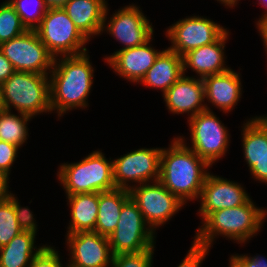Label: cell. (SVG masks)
I'll list each match as a JSON object with an SVG mask.
<instances>
[{
  "label": "cell",
  "instance_id": "44",
  "mask_svg": "<svg viewBox=\"0 0 267 267\" xmlns=\"http://www.w3.org/2000/svg\"><path fill=\"white\" fill-rule=\"evenodd\" d=\"M228 265V267H240V265L231 256L229 257Z\"/></svg>",
  "mask_w": 267,
  "mask_h": 267
},
{
  "label": "cell",
  "instance_id": "27",
  "mask_svg": "<svg viewBox=\"0 0 267 267\" xmlns=\"http://www.w3.org/2000/svg\"><path fill=\"white\" fill-rule=\"evenodd\" d=\"M28 30H35L41 23L48 7L44 0H8Z\"/></svg>",
  "mask_w": 267,
  "mask_h": 267
},
{
  "label": "cell",
  "instance_id": "2",
  "mask_svg": "<svg viewBox=\"0 0 267 267\" xmlns=\"http://www.w3.org/2000/svg\"><path fill=\"white\" fill-rule=\"evenodd\" d=\"M162 148L159 182L185 205L198 201L211 166L178 137Z\"/></svg>",
  "mask_w": 267,
  "mask_h": 267
},
{
  "label": "cell",
  "instance_id": "7",
  "mask_svg": "<svg viewBox=\"0 0 267 267\" xmlns=\"http://www.w3.org/2000/svg\"><path fill=\"white\" fill-rule=\"evenodd\" d=\"M35 31L54 58L80 55L89 51L86 45L90 41L63 8H49Z\"/></svg>",
  "mask_w": 267,
  "mask_h": 267
},
{
  "label": "cell",
  "instance_id": "37",
  "mask_svg": "<svg viewBox=\"0 0 267 267\" xmlns=\"http://www.w3.org/2000/svg\"><path fill=\"white\" fill-rule=\"evenodd\" d=\"M15 72L11 62L0 51V85Z\"/></svg>",
  "mask_w": 267,
  "mask_h": 267
},
{
  "label": "cell",
  "instance_id": "30",
  "mask_svg": "<svg viewBox=\"0 0 267 267\" xmlns=\"http://www.w3.org/2000/svg\"><path fill=\"white\" fill-rule=\"evenodd\" d=\"M154 248L139 253L116 254L110 267H153Z\"/></svg>",
  "mask_w": 267,
  "mask_h": 267
},
{
  "label": "cell",
  "instance_id": "12",
  "mask_svg": "<svg viewBox=\"0 0 267 267\" xmlns=\"http://www.w3.org/2000/svg\"><path fill=\"white\" fill-rule=\"evenodd\" d=\"M0 51L11 62L15 71L32 72L49 75L54 57L41 42L35 30L0 44Z\"/></svg>",
  "mask_w": 267,
  "mask_h": 267
},
{
  "label": "cell",
  "instance_id": "24",
  "mask_svg": "<svg viewBox=\"0 0 267 267\" xmlns=\"http://www.w3.org/2000/svg\"><path fill=\"white\" fill-rule=\"evenodd\" d=\"M130 198L129 190L113 189L98 193V214L94 232L109 236L116 228L123 204Z\"/></svg>",
  "mask_w": 267,
  "mask_h": 267
},
{
  "label": "cell",
  "instance_id": "41",
  "mask_svg": "<svg viewBox=\"0 0 267 267\" xmlns=\"http://www.w3.org/2000/svg\"><path fill=\"white\" fill-rule=\"evenodd\" d=\"M217 2H219V4H223V6H225V8H233L236 7L237 5H239V1L241 0H216Z\"/></svg>",
  "mask_w": 267,
  "mask_h": 267
},
{
  "label": "cell",
  "instance_id": "31",
  "mask_svg": "<svg viewBox=\"0 0 267 267\" xmlns=\"http://www.w3.org/2000/svg\"><path fill=\"white\" fill-rule=\"evenodd\" d=\"M13 203L16 220L18 221L19 227L22 231L32 232L37 234V222L35 220V215L30 210L28 206H21L20 201L14 193H10L8 197Z\"/></svg>",
  "mask_w": 267,
  "mask_h": 267
},
{
  "label": "cell",
  "instance_id": "5",
  "mask_svg": "<svg viewBox=\"0 0 267 267\" xmlns=\"http://www.w3.org/2000/svg\"><path fill=\"white\" fill-rule=\"evenodd\" d=\"M6 110L14 108L18 113L33 118L52 113L50 106L49 75L15 71L1 84Z\"/></svg>",
  "mask_w": 267,
  "mask_h": 267
},
{
  "label": "cell",
  "instance_id": "15",
  "mask_svg": "<svg viewBox=\"0 0 267 267\" xmlns=\"http://www.w3.org/2000/svg\"><path fill=\"white\" fill-rule=\"evenodd\" d=\"M245 189L237 181L209 172L198 199L200 202L198 216L203 221L211 212L245 204L250 199Z\"/></svg>",
  "mask_w": 267,
  "mask_h": 267
},
{
  "label": "cell",
  "instance_id": "9",
  "mask_svg": "<svg viewBox=\"0 0 267 267\" xmlns=\"http://www.w3.org/2000/svg\"><path fill=\"white\" fill-rule=\"evenodd\" d=\"M114 12L109 17L107 5L102 33L106 31L114 40L122 43L123 47L119 50L141 46L154 37L152 22L137 4L129 3Z\"/></svg>",
  "mask_w": 267,
  "mask_h": 267
},
{
  "label": "cell",
  "instance_id": "29",
  "mask_svg": "<svg viewBox=\"0 0 267 267\" xmlns=\"http://www.w3.org/2000/svg\"><path fill=\"white\" fill-rule=\"evenodd\" d=\"M22 232L16 220L13 203L9 198L0 201V248Z\"/></svg>",
  "mask_w": 267,
  "mask_h": 267
},
{
  "label": "cell",
  "instance_id": "18",
  "mask_svg": "<svg viewBox=\"0 0 267 267\" xmlns=\"http://www.w3.org/2000/svg\"><path fill=\"white\" fill-rule=\"evenodd\" d=\"M230 34L227 29L215 42L184 54L182 56L184 75L188 73V68L197 74L195 77L201 79L229 71L231 67H228L225 61L227 59L225 47Z\"/></svg>",
  "mask_w": 267,
  "mask_h": 267
},
{
  "label": "cell",
  "instance_id": "21",
  "mask_svg": "<svg viewBox=\"0 0 267 267\" xmlns=\"http://www.w3.org/2000/svg\"><path fill=\"white\" fill-rule=\"evenodd\" d=\"M183 74L182 57L167 47L160 52L139 84L164 94Z\"/></svg>",
  "mask_w": 267,
  "mask_h": 267
},
{
  "label": "cell",
  "instance_id": "4",
  "mask_svg": "<svg viewBox=\"0 0 267 267\" xmlns=\"http://www.w3.org/2000/svg\"><path fill=\"white\" fill-rule=\"evenodd\" d=\"M56 176L66 196L116 189L113 181V160L107 159L99 149L79 162L61 163Z\"/></svg>",
  "mask_w": 267,
  "mask_h": 267
},
{
  "label": "cell",
  "instance_id": "10",
  "mask_svg": "<svg viewBox=\"0 0 267 267\" xmlns=\"http://www.w3.org/2000/svg\"><path fill=\"white\" fill-rule=\"evenodd\" d=\"M162 148L141 147L118 158H112L116 188L130 190L143 183L158 181Z\"/></svg>",
  "mask_w": 267,
  "mask_h": 267
},
{
  "label": "cell",
  "instance_id": "36",
  "mask_svg": "<svg viewBox=\"0 0 267 267\" xmlns=\"http://www.w3.org/2000/svg\"><path fill=\"white\" fill-rule=\"evenodd\" d=\"M249 172L252 176L251 178L255 181H258V183L262 182L267 185V154L256 161V165H254Z\"/></svg>",
  "mask_w": 267,
  "mask_h": 267
},
{
  "label": "cell",
  "instance_id": "17",
  "mask_svg": "<svg viewBox=\"0 0 267 267\" xmlns=\"http://www.w3.org/2000/svg\"><path fill=\"white\" fill-rule=\"evenodd\" d=\"M166 109L173 115L187 114L188 119L206 110L203 79L182 75L163 95Z\"/></svg>",
  "mask_w": 267,
  "mask_h": 267
},
{
  "label": "cell",
  "instance_id": "23",
  "mask_svg": "<svg viewBox=\"0 0 267 267\" xmlns=\"http://www.w3.org/2000/svg\"><path fill=\"white\" fill-rule=\"evenodd\" d=\"M71 219L66 233L94 231L98 214V193L66 196Z\"/></svg>",
  "mask_w": 267,
  "mask_h": 267
},
{
  "label": "cell",
  "instance_id": "6",
  "mask_svg": "<svg viewBox=\"0 0 267 267\" xmlns=\"http://www.w3.org/2000/svg\"><path fill=\"white\" fill-rule=\"evenodd\" d=\"M190 143L185 136H177L186 146L192 149L211 167L226 156L230 146L231 134L228 127L210 110H204L187 119Z\"/></svg>",
  "mask_w": 267,
  "mask_h": 267
},
{
  "label": "cell",
  "instance_id": "38",
  "mask_svg": "<svg viewBox=\"0 0 267 267\" xmlns=\"http://www.w3.org/2000/svg\"><path fill=\"white\" fill-rule=\"evenodd\" d=\"M10 178L0 173V201L9 197L12 191L9 190Z\"/></svg>",
  "mask_w": 267,
  "mask_h": 267
},
{
  "label": "cell",
  "instance_id": "3",
  "mask_svg": "<svg viewBox=\"0 0 267 267\" xmlns=\"http://www.w3.org/2000/svg\"><path fill=\"white\" fill-rule=\"evenodd\" d=\"M266 217L267 207L256 206L251 197L241 206L211 212L201 221L193 239L195 243L210 249L219 236L240 246L245 245L259 234Z\"/></svg>",
  "mask_w": 267,
  "mask_h": 267
},
{
  "label": "cell",
  "instance_id": "43",
  "mask_svg": "<svg viewBox=\"0 0 267 267\" xmlns=\"http://www.w3.org/2000/svg\"><path fill=\"white\" fill-rule=\"evenodd\" d=\"M5 106L3 103V96H2V89H1V85H0V114L3 113L5 111Z\"/></svg>",
  "mask_w": 267,
  "mask_h": 267
},
{
  "label": "cell",
  "instance_id": "42",
  "mask_svg": "<svg viewBox=\"0 0 267 267\" xmlns=\"http://www.w3.org/2000/svg\"><path fill=\"white\" fill-rule=\"evenodd\" d=\"M258 1V5H262V8H264L265 12L260 16L259 19H257V21L255 22V24L259 21L262 20L264 18H267V0H257Z\"/></svg>",
  "mask_w": 267,
  "mask_h": 267
},
{
  "label": "cell",
  "instance_id": "11",
  "mask_svg": "<svg viewBox=\"0 0 267 267\" xmlns=\"http://www.w3.org/2000/svg\"><path fill=\"white\" fill-rule=\"evenodd\" d=\"M129 193L155 234L186 206L159 181L134 186Z\"/></svg>",
  "mask_w": 267,
  "mask_h": 267
},
{
  "label": "cell",
  "instance_id": "39",
  "mask_svg": "<svg viewBox=\"0 0 267 267\" xmlns=\"http://www.w3.org/2000/svg\"><path fill=\"white\" fill-rule=\"evenodd\" d=\"M255 26L261 37V40L263 41L264 50L267 55V18L259 20Z\"/></svg>",
  "mask_w": 267,
  "mask_h": 267
},
{
  "label": "cell",
  "instance_id": "28",
  "mask_svg": "<svg viewBox=\"0 0 267 267\" xmlns=\"http://www.w3.org/2000/svg\"><path fill=\"white\" fill-rule=\"evenodd\" d=\"M28 29L8 0L0 4V44L13 39Z\"/></svg>",
  "mask_w": 267,
  "mask_h": 267
},
{
  "label": "cell",
  "instance_id": "35",
  "mask_svg": "<svg viewBox=\"0 0 267 267\" xmlns=\"http://www.w3.org/2000/svg\"><path fill=\"white\" fill-rule=\"evenodd\" d=\"M240 267H267V259L259 254L251 256L250 254H231L230 255Z\"/></svg>",
  "mask_w": 267,
  "mask_h": 267
},
{
  "label": "cell",
  "instance_id": "22",
  "mask_svg": "<svg viewBox=\"0 0 267 267\" xmlns=\"http://www.w3.org/2000/svg\"><path fill=\"white\" fill-rule=\"evenodd\" d=\"M243 157L250 170L267 154V114L248 118L241 124Z\"/></svg>",
  "mask_w": 267,
  "mask_h": 267
},
{
  "label": "cell",
  "instance_id": "16",
  "mask_svg": "<svg viewBox=\"0 0 267 267\" xmlns=\"http://www.w3.org/2000/svg\"><path fill=\"white\" fill-rule=\"evenodd\" d=\"M153 37L145 44L124 50H116L104 56V61L116 75L138 84L152 67L161 50L152 46Z\"/></svg>",
  "mask_w": 267,
  "mask_h": 267
},
{
  "label": "cell",
  "instance_id": "8",
  "mask_svg": "<svg viewBox=\"0 0 267 267\" xmlns=\"http://www.w3.org/2000/svg\"><path fill=\"white\" fill-rule=\"evenodd\" d=\"M156 234L131 197L123 204L117 228L108 236L113 255L139 253L155 247Z\"/></svg>",
  "mask_w": 267,
  "mask_h": 267
},
{
  "label": "cell",
  "instance_id": "14",
  "mask_svg": "<svg viewBox=\"0 0 267 267\" xmlns=\"http://www.w3.org/2000/svg\"><path fill=\"white\" fill-rule=\"evenodd\" d=\"M69 267H110L113 253L107 236L94 231L66 233Z\"/></svg>",
  "mask_w": 267,
  "mask_h": 267
},
{
  "label": "cell",
  "instance_id": "32",
  "mask_svg": "<svg viewBox=\"0 0 267 267\" xmlns=\"http://www.w3.org/2000/svg\"><path fill=\"white\" fill-rule=\"evenodd\" d=\"M60 253L52 246L45 244L44 248L33 258L29 267H69L62 263Z\"/></svg>",
  "mask_w": 267,
  "mask_h": 267
},
{
  "label": "cell",
  "instance_id": "26",
  "mask_svg": "<svg viewBox=\"0 0 267 267\" xmlns=\"http://www.w3.org/2000/svg\"><path fill=\"white\" fill-rule=\"evenodd\" d=\"M33 117L5 110L0 114V140L22 148L27 143L29 134L28 123Z\"/></svg>",
  "mask_w": 267,
  "mask_h": 267
},
{
  "label": "cell",
  "instance_id": "40",
  "mask_svg": "<svg viewBox=\"0 0 267 267\" xmlns=\"http://www.w3.org/2000/svg\"><path fill=\"white\" fill-rule=\"evenodd\" d=\"M68 0H44L45 5L49 8H63Z\"/></svg>",
  "mask_w": 267,
  "mask_h": 267
},
{
  "label": "cell",
  "instance_id": "13",
  "mask_svg": "<svg viewBox=\"0 0 267 267\" xmlns=\"http://www.w3.org/2000/svg\"><path fill=\"white\" fill-rule=\"evenodd\" d=\"M209 18L194 14L174 22L165 30V36L171 42L168 48L182 57L193 49L215 42L229 28Z\"/></svg>",
  "mask_w": 267,
  "mask_h": 267
},
{
  "label": "cell",
  "instance_id": "19",
  "mask_svg": "<svg viewBox=\"0 0 267 267\" xmlns=\"http://www.w3.org/2000/svg\"><path fill=\"white\" fill-rule=\"evenodd\" d=\"M241 73L230 69L227 72L209 75L203 78L205 89L206 110L212 111L209 103L222 113L233 111L242 98L243 85Z\"/></svg>",
  "mask_w": 267,
  "mask_h": 267
},
{
  "label": "cell",
  "instance_id": "34",
  "mask_svg": "<svg viewBox=\"0 0 267 267\" xmlns=\"http://www.w3.org/2000/svg\"><path fill=\"white\" fill-rule=\"evenodd\" d=\"M210 248L199 245L192 241L191 247L187 251L184 259L177 267H201L206 256L209 254Z\"/></svg>",
  "mask_w": 267,
  "mask_h": 267
},
{
  "label": "cell",
  "instance_id": "1",
  "mask_svg": "<svg viewBox=\"0 0 267 267\" xmlns=\"http://www.w3.org/2000/svg\"><path fill=\"white\" fill-rule=\"evenodd\" d=\"M90 61L88 52L54 58L49 74L50 106L58 120L74 109L89 106L95 76V67Z\"/></svg>",
  "mask_w": 267,
  "mask_h": 267
},
{
  "label": "cell",
  "instance_id": "25",
  "mask_svg": "<svg viewBox=\"0 0 267 267\" xmlns=\"http://www.w3.org/2000/svg\"><path fill=\"white\" fill-rule=\"evenodd\" d=\"M37 234L22 231L0 248V267H29L33 258L44 248L35 245Z\"/></svg>",
  "mask_w": 267,
  "mask_h": 267
},
{
  "label": "cell",
  "instance_id": "20",
  "mask_svg": "<svg viewBox=\"0 0 267 267\" xmlns=\"http://www.w3.org/2000/svg\"><path fill=\"white\" fill-rule=\"evenodd\" d=\"M107 0H68L63 9L82 34L91 41L102 35Z\"/></svg>",
  "mask_w": 267,
  "mask_h": 267
},
{
  "label": "cell",
  "instance_id": "33",
  "mask_svg": "<svg viewBox=\"0 0 267 267\" xmlns=\"http://www.w3.org/2000/svg\"><path fill=\"white\" fill-rule=\"evenodd\" d=\"M17 145L0 140V173L10 178L11 168L19 154Z\"/></svg>",
  "mask_w": 267,
  "mask_h": 267
}]
</instances>
